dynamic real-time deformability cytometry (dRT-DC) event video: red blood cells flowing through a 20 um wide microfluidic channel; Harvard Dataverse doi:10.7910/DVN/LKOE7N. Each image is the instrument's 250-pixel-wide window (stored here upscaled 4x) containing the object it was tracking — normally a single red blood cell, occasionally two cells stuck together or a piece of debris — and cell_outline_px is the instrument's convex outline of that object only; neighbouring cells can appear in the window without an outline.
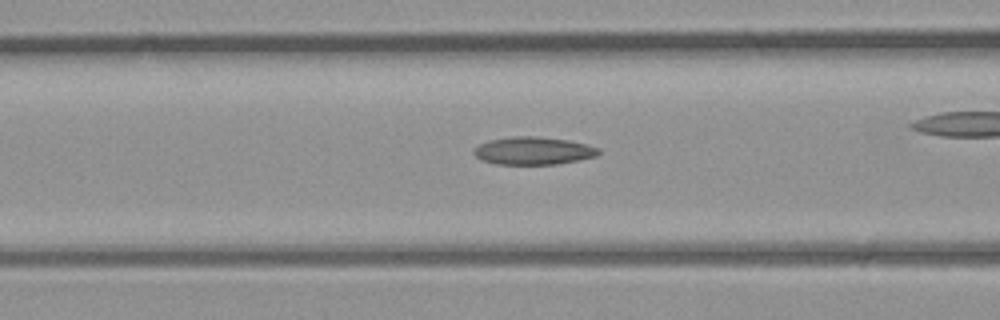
{"species": "common noctule bat (a hibernating species)", "species_latin": "Nyctalus noctula", "temperature_condition": "room temperature", "stored_images_in_passage": 30, "camera_frame_rate_fps": 3000, "um_per_image_px": 0.085, "animal": {"sex": "male", "body_mass_g": 23.1, "forearm_length_mm": 52.7}, "frame": {"image": 1, "passage_image": 13, "time_ms": 4.0, "image_size_px": [1000, 320], "cell_outline_px": [[600, 152], [596, 156], [580, 160], [556, 164], [496, 164], [480, 160], [472, 152], [472, 148], [480, 144], [492, 140], [516, 136], [536, 136], [568, 140], [600, 148]], "centroid_in_image_um": [45.32, 12.82], "position_along_channel_um": 121.3, "area_um2": 20.11}}
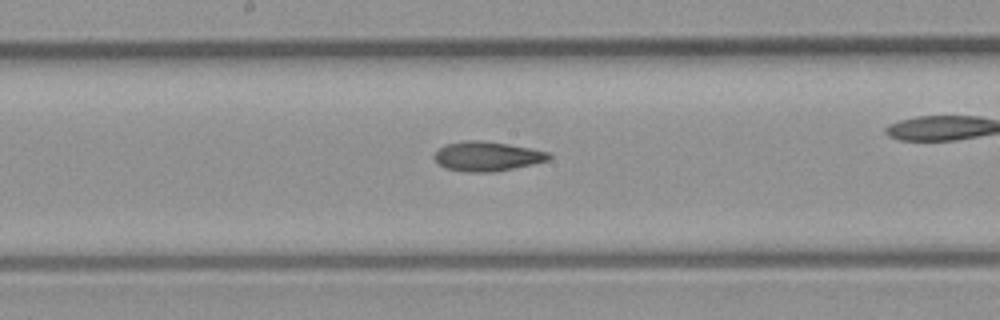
{"frame": {"image": 2, "passage_image": 18, "time_ms": 5.667, "image_size_px": [1000, 320], "cell_outline_px": [[552, 156], [548, 160], [532, 164], [492, 172], [468, 172], [444, 168], [432, 156], [444, 144], [464, 140], [480, 140], [508, 144], [548, 152]], "centroid_in_image_um": [41.36, 13.28], "position_along_channel_um": 206.8, "area_um2": 19.54}}